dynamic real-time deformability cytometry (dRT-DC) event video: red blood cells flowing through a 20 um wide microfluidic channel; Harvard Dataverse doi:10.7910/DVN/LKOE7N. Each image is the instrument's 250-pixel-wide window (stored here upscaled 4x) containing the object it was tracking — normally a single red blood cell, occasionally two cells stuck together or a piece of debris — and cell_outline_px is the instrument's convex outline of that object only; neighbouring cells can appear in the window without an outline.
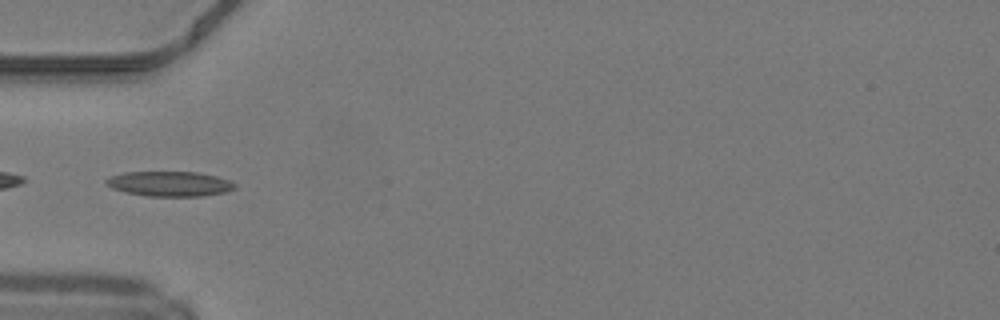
{"species": "common noctule bat (a hibernating species)", "species_latin": "Nyctalus noctula", "temperature_condition": "warm", "stored_images_in_passage": 33, "camera_frame_rate_fps": 3000, "um_per_image_px": 0.085, "animal": {"sex": "male", "body_mass_g": 19.2, "forearm_length_mm": 51.8}, "frame": {"image": 1, "passage_image": 1, "time_ms": 0.0, "image_size_px": [1000, 320], "cell_outline_px": [[236, 188], [224, 192], [204, 196], [148, 196], [124, 192], [112, 188], [104, 184], [104, 180], [112, 176], [124, 172], [196, 172], [216, 176], [228, 180], [236, 184]], "centroid_in_image_um": [14.39, 15.62], "position_along_channel_um": 70.6, "area_um2": 18.73}}
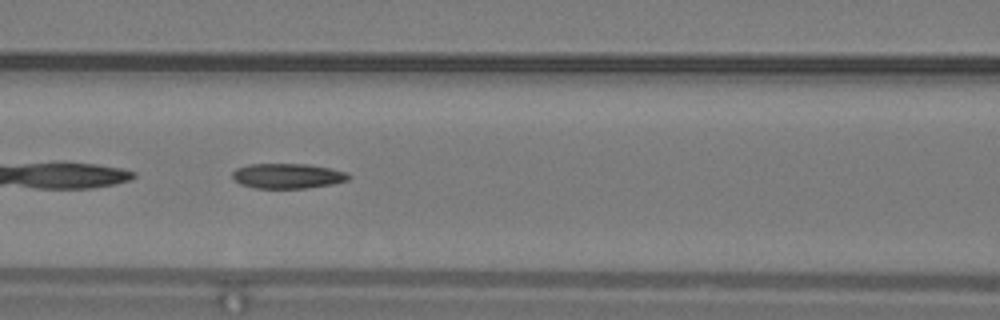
{"frame": {"image": 2, "passage_image": 6, "time_ms": 1.667, "image_size_px": [1000, 320], "cell_outline_px": [[352, 176], [348, 180], [332, 184], [308, 188], [256, 188], [240, 184], [232, 176], [232, 172], [236, 168], [248, 164], [308, 164], [348, 172]], "centroid_in_image_um": [24.46, 14.95], "position_along_channel_um": 142.1, "area_um2": 16.99}}
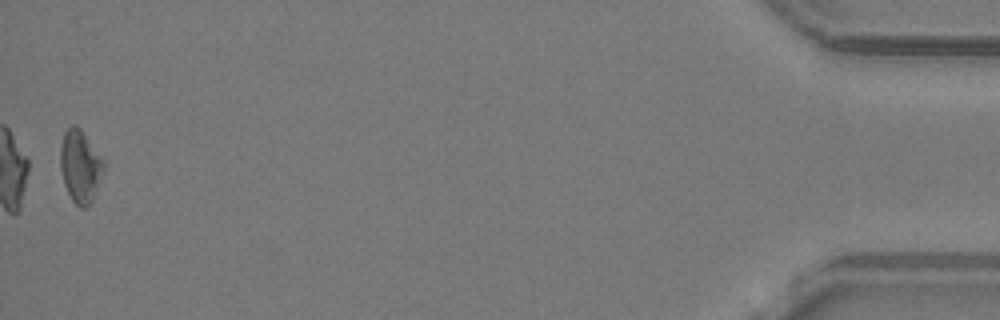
{"frame": {"image": 3, "passage_image": 33, "time_ms": 10.667, "image_size_px": [1000, 320], "cell_outline_px": [[104, 172], [92, 200], [84, 208], [80, 208], [72, 200], [64, 184], [60, 168], [60, 148], [64, 132], [72, 124], [76, 124], [80, 128], [104, 160]], "centroid_in_image_um": [6.81, 14.12], "position_along_channel_um": 428.4, "area_um2": 18.26}}